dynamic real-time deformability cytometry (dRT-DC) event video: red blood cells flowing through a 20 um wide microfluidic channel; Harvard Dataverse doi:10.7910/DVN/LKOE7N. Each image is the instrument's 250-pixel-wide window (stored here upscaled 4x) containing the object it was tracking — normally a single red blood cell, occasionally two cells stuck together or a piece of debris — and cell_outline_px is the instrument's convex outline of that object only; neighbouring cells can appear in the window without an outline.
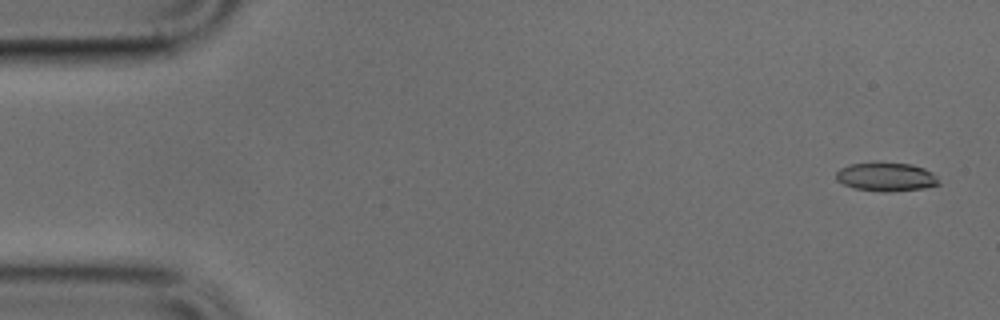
{"species": "common noctule bat (a hibernating species)", "species_latin": "Nyctalus noctula", "temperature_condition": "cold", "stored_images_in_passage": 49, "camera_frame_rate_fps": 3000, "um_per_image_px": 0.085, "animal": {"sex": "male", "body_mass_g": 17.9, "forearm_length_mm": 54.2}, "frame": {"image": 1, "passage_image": 2, "time_ms": 0.333, "image_size_px": [1000, 320], "cell_outline_px": [[940, 184], [924, 188], [888, 192], [880, 192], [852, 188], [836, 180], [836, 172], [840, 168], [848, 164], [908, 164], [924, 168], [932, 172], [936, 176]], "centroid_in_image_um": [75.31, 15.07], "position_along_channel_um": 9.7, "area_um2": 16.88}}
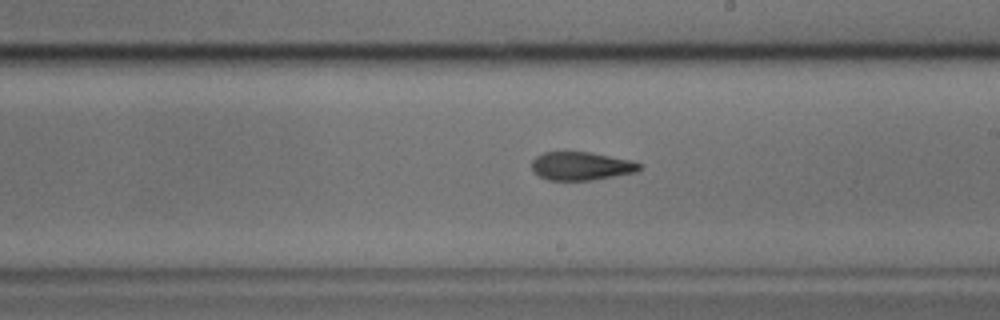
{"frame": {"image": 2, "passage_image": 28, "time_ms": 9.0, "image_size_px": [1000, 320], "cell_outline_px": [[640, 168], [636, 172], [592, 180], [548, 180], [540, 176], [532, 168], [532, 160], [536, 156], [544, 152], [588, 152], [632, 160], [640, 164]], "centroid_in_image_um": [49.39, 14.11], "position_along_channel_um": 239.6, "area_um2": 17.57}}
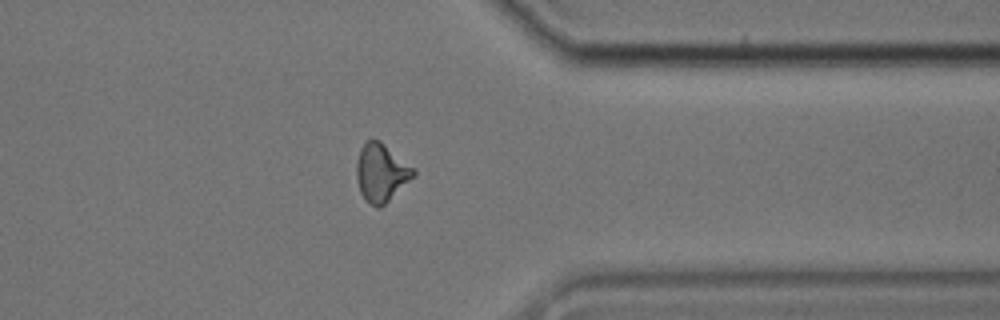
{"frame": {"image": 3, "passage_image": 39, "time_ms": 12.667, "image_size_px": [1000, 320], "cell_outline_px": [[416, 176], [380, 208], [376, 208], [368, 204], [364, 200], [360, 192], [356, 176], [356, 164], [360, 148], [368, 140], [380, 140], [416, 168]], "centroid_in_image_um": [32.43, 14.69], "position_along_channel_um": 379.0, "area_um2": 19.65}}